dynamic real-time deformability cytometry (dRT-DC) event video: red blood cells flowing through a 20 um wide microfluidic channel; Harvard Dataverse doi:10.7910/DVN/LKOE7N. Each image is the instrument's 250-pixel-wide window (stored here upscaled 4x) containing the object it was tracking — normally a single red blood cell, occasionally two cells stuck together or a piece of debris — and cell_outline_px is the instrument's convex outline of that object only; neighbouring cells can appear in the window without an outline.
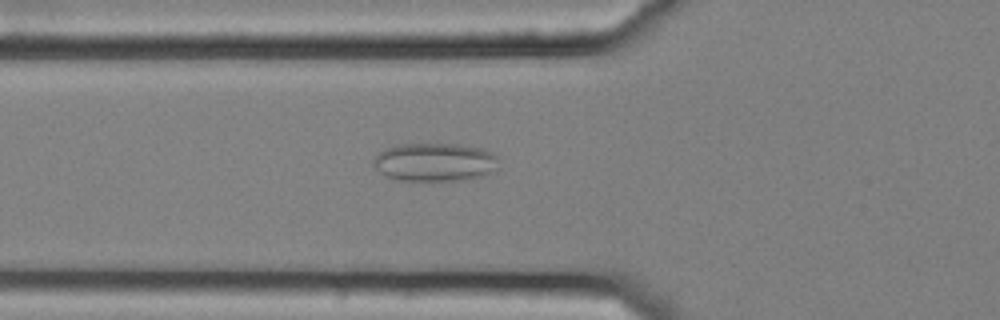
{"species": "common noctule bat (a hibernating species)", "species_latin": "Nyctalus noctula", "temperature_condition": "cold", "stored_images_in_passage": 56, "camera_frame_rate_fps": 3000, "um_per_image_px": 0.085, "animal": {"sex": "female", "body_mass_g": 25.1}, "frame": {"image": 1, "passage_image": 21, "time_ms": 6.667, "image_size_px": [1000, 320], "cell_outline_px": [[500, 168], [496, 172], [484, 176], [464, 180], [400, 180], [388, 176], [380, 172], [376, 168], [372, 160], [384, 148], [396, 144], [456, 144], [480, 148], [492, 152], [496, 156]], "centroid_in_image_um": [37.01, 13.78], "position_along_channel_um": 88.8, "area_um2": 28.21}}
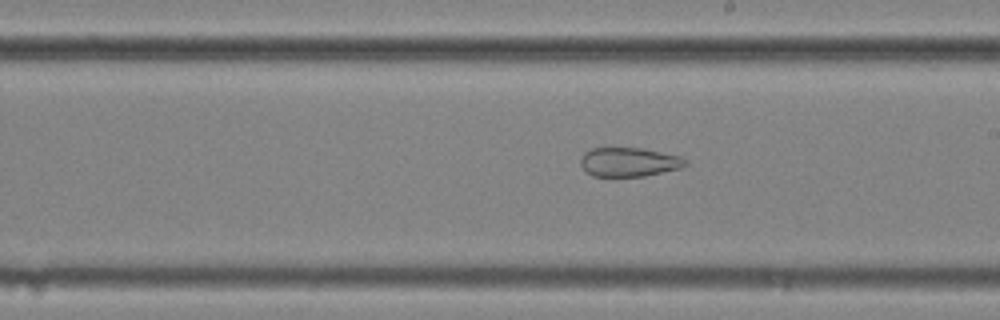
{"frame": {"image": 2, "passage_image": 33, "time_ms": 10.667, "image_size_px": [1000, 320], "cell_outline_px": [[688, 164], [680, 168], [644, 176], [592, 176], [584, 172], [580, 164], [580, 156], [584, 152], [592, 148], [640, 148], [684, 156], [688, 160]], "centroid_in_image_um": [53.45, 13.77], "position_along_channel_um": 235.5, "area_um2": 18.03}}
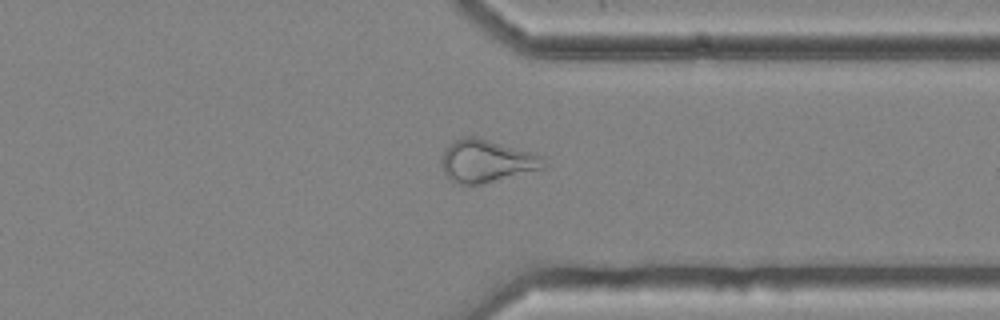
{"frame": {"image": 3, "passage_image": 44, "time_ms": 14.333, "image_size_px": [1000, 320], "cell_outline_px": [[548, 164], [544, 168], [480, 184], [460, 184], [448, 180], [440, 164], [440, 160], [444, 148], [456, 140], [464, 136], [476, 136], [536, 152], [544, 156]], "centroid_in_image_um": [41.37, 13.67], "position_along_channel_um": 370.0, "area_um2": 25.84}, "authors_computed_cell_mechanics": {"area_um2": 27.0793, "velocity_mm_per_s": 3.6643, "shape_relaxation_time_tau1_ms": null, "shape_relaxation_time_tau2_ms": 2.0982, "deformation_change_tau1": null, "deformation_change_tau2": 0.0866}}